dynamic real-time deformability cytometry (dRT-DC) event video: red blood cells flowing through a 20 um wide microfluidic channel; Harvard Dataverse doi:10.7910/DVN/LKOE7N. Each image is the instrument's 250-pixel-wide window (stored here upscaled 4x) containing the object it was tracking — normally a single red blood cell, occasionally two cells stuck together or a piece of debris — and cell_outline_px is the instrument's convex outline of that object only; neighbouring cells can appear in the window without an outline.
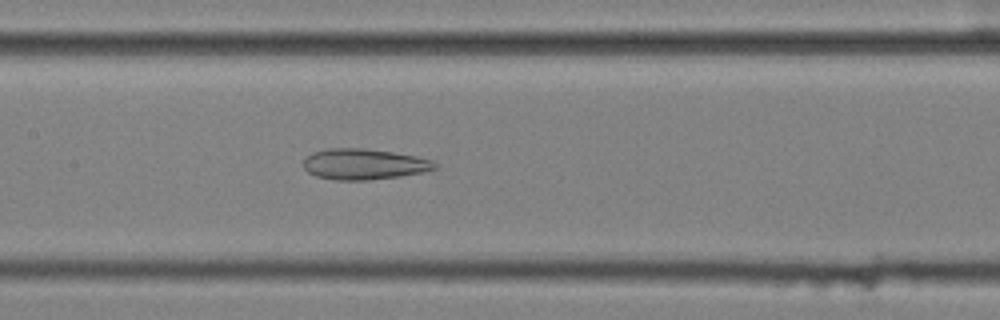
{"species": "common noctule bat (a hibernating species)", "species_latin": "Nyctalus noctula", "temperature_condition": "cold", "stored_images_in_passage": 57, "camera_frame_rate_fps": 3000, "um_per_image_px": 0.085, "animal": {"sex": "female", "body_mass_g": 25.1}, "frame": {"image": 1, "passage_image": 28, "time_ms": 9.0, "image_size_px": [1000, 320], "cell_outline_px": [[436, 168], [424, 172], [400, 176], [368, 180], [336, 180], [316, 176], [308, 172], [304, 168], [304, 160], [312, 152], [328, 148], [364, 148], [392, 152], [416, 156], [432, 160], [436, 164]], "centroid_in_image_um": [30.93, 13.95], "position_along_channel_um": 176.5, "area_um2": 23.52}}
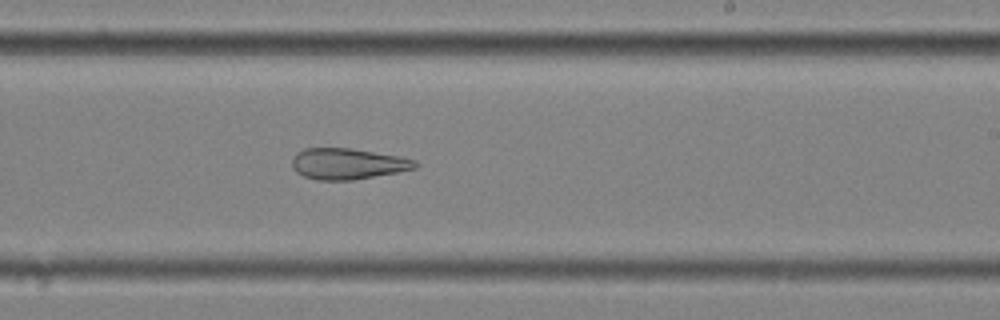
{"frame": {"image": 2, "passage_image": 35, "time_ms": 11.333, "image_size_px": [1000, 320], "cell_outline_px": [[420, 164], [416, 168], [396, 172], [352, 180], [316, 180], [304, 176], [296, 172], [292, 168], [292, 160], [296, 152], [304, 148], [352, 148], [400, 156], [416, 160]], "centroid_in_image_um": [29.54, 13.91], "position_along_channel_um": 259.5, "area_um2": 22.37}}
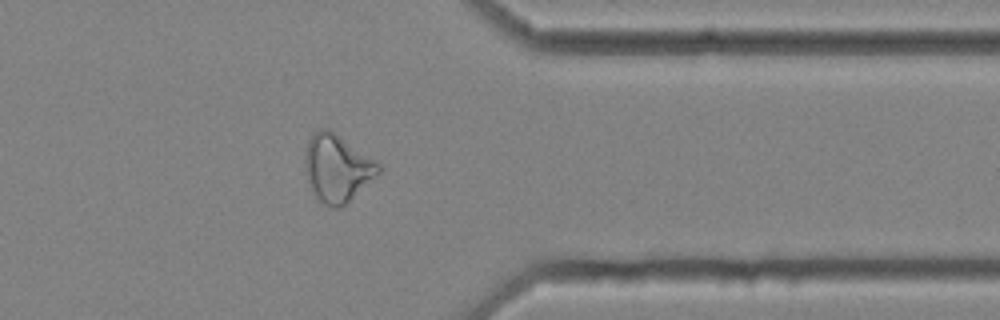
{"frame": {"image": 3, "passage_image": 46, "time_ms": 15.0, "image_size_px": [1000, 320], "cell_outline_px": [[380, 172], [340, 208], [336, 208], [324, 204], [316, 196], [308, 180], [304, 168], [304, 160], [308, 140], [312, 132], [320, 128], [328, 128], [376, 160], [380, 164]], "centroid_in_image_um": [28.63, 14.25], "position_along_channel_um": 382.8, "area_um2": 28.44}, "authors_computed_cell_mechanics": {"area_um2": 29.8248, "velocity_mm_per_s": 3.5674, "shape_relaxation_time_tau1_ms": null, "shape_relaxation_time_tau2_ms": 3.9045, "deformation_change_tau1": null, "deformation_change_tau2": 0.144}}